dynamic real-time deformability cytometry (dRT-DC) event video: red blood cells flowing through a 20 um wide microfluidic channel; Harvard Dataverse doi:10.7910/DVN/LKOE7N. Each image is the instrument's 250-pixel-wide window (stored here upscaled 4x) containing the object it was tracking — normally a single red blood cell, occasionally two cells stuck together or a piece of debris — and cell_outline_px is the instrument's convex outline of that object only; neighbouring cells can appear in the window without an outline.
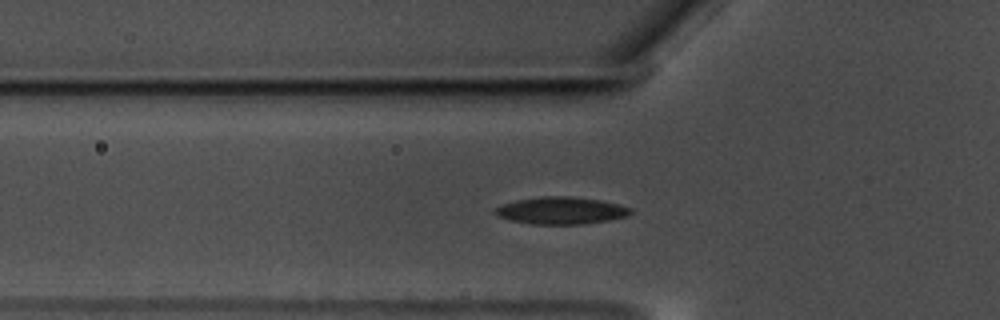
{"species": "common noctule bat (a hibernating species)", "species_latin": "Nyctalus noctula", "temperature_condition": "warm", "stored_images_in_passage": 59, "camera_frame_rate_fps": 3000, "um_per_image_px": 0.085, "animal": {"sex": "male", "body_mass_g": 17.5, "forearm_length_mm": 52.3}, "frame": {"image": 1, "passage_image": 20, "time_ms": 6.333, "image_size_px": [1000, 320], "cell_outline_px": [[632, 212], [628, 216], [608, 220], [584, 224], [532, 224], [508, 220], [496, 216], [492, 212], [496, 208], [504, 204], [516, 200], [540, 196], [568, 196], [600, 200], [620, 204], [632, 208]], "centroid_in_image_um": [47.68, 17.9], "position_along_channel_um": 78.1, "area_um2": 21.62}}
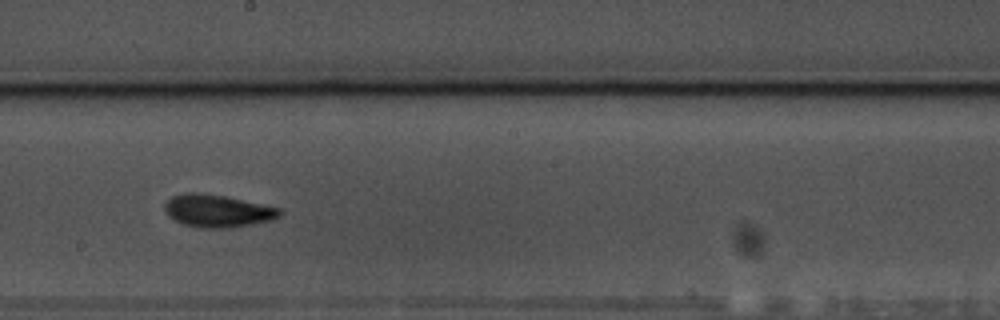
{"frame": {"image": 2, "passage_image": 33, "time_ms": 10.667, "image_size_px": [1000, 320], "cell_outline_px": [[284, 212], [280, 216], [272, 220], [232, 228], [200, 228], [180, 224], [172, 220], [168, 216], [164, 208], [164, 204], [172, 196], [188, 192], [192, 192], [224, 196], [280, 208]], "centroid_in_image_um": [18.47, 17.95], "position_along_channel_um": 229.7, "area_um2": 21.96}}
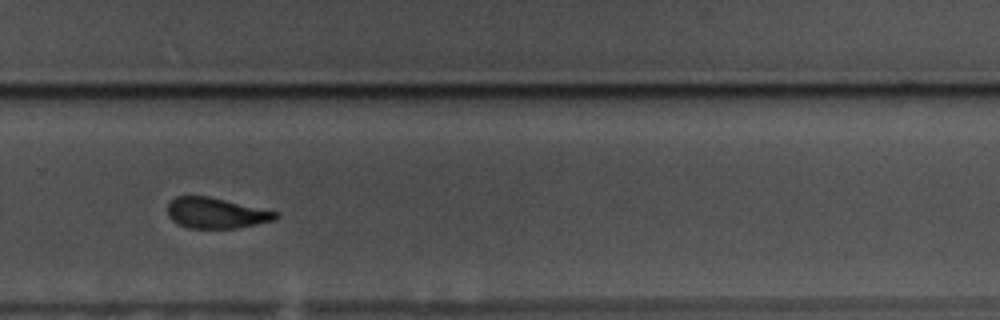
{"frame": {"image": 3, "passage_image": 40, "time_ms": 13.0, "image_size_px": [1000, 320], "cell_outline_px": [[280, 216], [272, 220], [256, 224], [236, 228], [188, 228], [176, 224], [168, 216], [168, 204], [176, 196], [208, 196], [280, 212]], "centroid_in_image_um": [18.36, 18.11], "position_along_channel_um": 311.4, "area_um2": 19.31}, "authors_computed_cell_mechanics": {"area_um2": 20.3456, "velocity_mm_per_s": 3.5025, "shape_relaxation_time_tau1_ms": 3.91, "shape_relaxation_time_tau2_ms": 4.16, "deformation_change_tau1": 0.1258, "deformation_change_tau2": 0.1105}}